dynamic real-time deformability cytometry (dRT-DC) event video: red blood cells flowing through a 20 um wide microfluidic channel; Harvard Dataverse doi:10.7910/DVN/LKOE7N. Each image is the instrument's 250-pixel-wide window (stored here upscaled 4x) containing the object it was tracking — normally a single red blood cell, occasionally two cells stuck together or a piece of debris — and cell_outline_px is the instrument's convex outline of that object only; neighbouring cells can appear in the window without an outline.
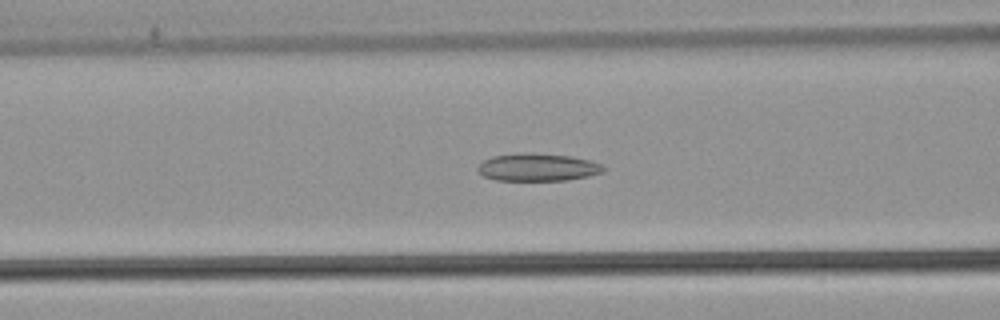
{"species": "common noctule bat (a hibernating species)", "species_latin": "Nyctalus noctula", "temperature_condition": "warm", "stored_images_in_passage": 39, "camera_frame_rate_fps": 3000, "um_per_image_px": 0.085, "animal": {"sex": "male", "body_mass_g": 21.5, "forearm_length_mm": 52.0}, "frame": {"image": 1, "passage_image": 13, "time_ms": 4.0, "image_size_px": [1000, 320], "cell_outline_px": [[604, 172], [588, 176], [568, 180], [496, 180], [484, 176], [476, 168], [484, 160], [492, 156], [568, 156], [588, 160], [600, 164], [604, 168]], "centroid_in_image_um": [45.73, 14.28], "position_along_channel_um": 120.9, "area_um2": 18.9}}
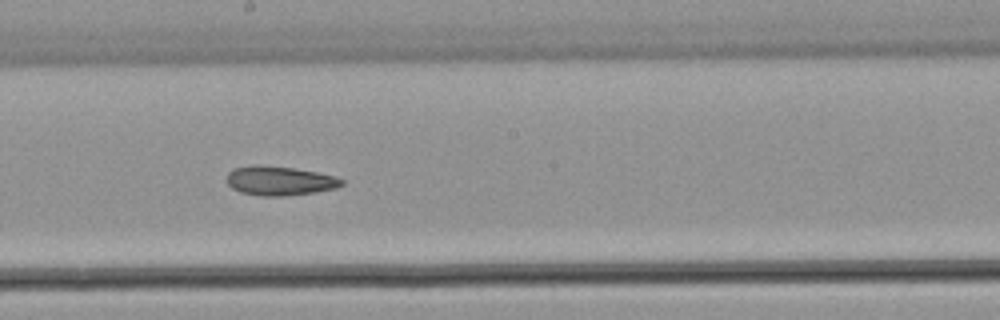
{"frame": {"image": 2, "passage_image": 21, "time_ms": 6.667, "image_size_px": [1000, 320], "cell_outline_px": [[344, 184], [336, 188], [316, 192], [284, 196], [264, 196], [240, 192], [232, 188], [228, 184], [228, 172], [236, 168], [256, 164], [292, 168], [316, 172], [336, 176], [344, 180]], "centroid_in_image_um": [23.8, 15.37], "position_along_channel_um": 224.4, "area_um2": 19.48}}
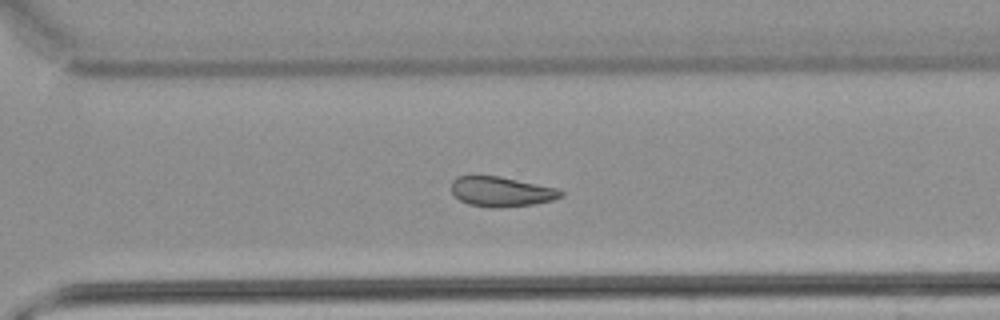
{"frame": {"image": 3, "passage_image": 29, "time_ms": 9.333, "image_size_px": [1000, 320], "cell_outline_px": [[564, 196], [552, 200], [532, 204], [496, 208], [492, 208], [468, 204], [460, 200], [452, 192], [452, 180], [456, 176], [500, 176], [556, 188], [564, 192]], "centroid_in_image_um": [42.61, 16.29], "position_along_channel_um": 328.0, "area_um2": 18.96}, "authors_computed_cell_mechanics": {"area_um2": 20.0566, "velocity_mm_per_s": 3.8861, "shape_relaxation_time_tau1_ms": null, "shape_relaxation_time_tau2_ms": 4.2437, "deformation_change_tau1": null, "deformation_change_tau2": 0.1016}}